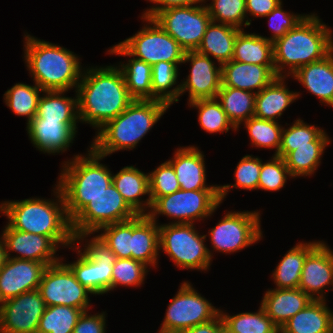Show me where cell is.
Wrapping results in <instances>:
<instances>
[{
  "mask_svg": "<svg viewBox=\"0 0 333 333\" xmlns=\"http://www.w3.org/2000/svg\"><path fill=\"white\" fill-rule=\"evenodd\" d=\"M77 86L79 120L97 131L120 115L134 100L118 66L83 70Z\"/></svg>",
  "mask_w": 333,
  "mask_h": 333,
  "instance_id": "1",
  "label": "cell"
},
{
  "mask_svg": "<svg viewBox=\"0 0 333 333\" xmlns=\"http://www.w3.org/2000/svg\"><path fill=\"white\" fill-rule=\"evenodd\" d=\"M54 196L57 199L28 198L16 201H4L0 212L8 219V225L18 231L49 237L59 248L60 245L70 249L75 244L64 197L56 185ZM57 200V201H56Z\"/></svg>",
  "mask_w": 333,
  "mask_h": 333,
  "instance_id": "2",
  "label": "cell"
},
{
  "mask_svg": "<svg viewBox=\"0 0 333 333\" xmlns=\"http://www.w3.org/2000/svg\"><path fill=\"white\" fill-rule=\"evenodd\" d=\"M332 34V29L319 16L307 14L293 29L273 42L276 75L290 77L303 65L324 59L333 51Z\"/></svg>",
  "mask_w": 333,
  "mask_h": 333,
  "instance_id": "3",
  "label": "cell"
},
{
  "mask_svg": "<svg viewBox=\"0 0 333 333\" xmlns=\"http://www.w3.org/2000/svg\"><path fill=\"white\" fill-rule=\"evenodd\" d=\"M24 61L33 81L43 91H66L75 88L84 70L80 58L60 45L24 34Z\"/></svg>",
  "mask_w": 333,
  "mask_h": 333,
  "instance_id": "4",
  "label": "cell"
},
{
  "mask_svg": "<svg viewBox=\"0 0 333 333\" xmlns=\"http://www.w3.org/2000/svg\"><path fill=\"white\" fill-rule=\"evenodd\" d=\"M168 108V104L159 100L134 99L120 115L97 131L90 147L104 157L134 149Z\"/></svg>",
  "mask_w": 333,
  "mask_h": 333,
  "instance_id": "5",
  "label": "cell"
},
{
  "mask_svg": "<svg viewBox=\"0 0 333 333\" xmlns=\"http://www.w3.org/2000/svg\"><path fill=\"white\" fill-rule=\"evenodd\" d=\"M86 155L77 154L64 161L57 185L64 197L71 221L95 196L112 183V172L100 161L105 158L89 147Z\"/></svg>",
  "mask_w": 333,
  "mask_h": 333,
  "instance_id": "6",
  "label": "cell"
},
{
  "mask_svg": "<svg viewBox=\"0 0 333 333\" xmlns=\"http://www.w3.org/2000/svg\"><path fill=\"white\" fill-rule=\"evenodd\" d=\"M144 27L135 35L112 46L107 52L109 54L134 57L145 61L151 66L160 61L173 62L177 66L184 60L185 50L180 44L165 32L153 19L141 16Z\"/></svg>",
  "mask_w": 333,
  "mask_h": 333,
  "instance_id": "7",
  "label": "cell"
},
{
  "mask_svg": "<svg viewBox=\"0 0 333 333\" xmlns=\"http://www.w3.org/2000/svg\"><path fill=\"white\" fill-rule=\"evenodd\" d=\"M194 223L159 225V250L166 253L181 269L207 271L213 258L205 243L207 235H200Z\"/></svg>",
  "mask_w": 333,
  "mask_h": 333,
  "instance_id": "8",
  "label": "cell"
},
{
  "mask_svg": "<svg viewBox=\"0 0 333 333\" xmlns=\"http://www.w3.org/2000/svg\"><path fill=\"white\" fill-rule=\"evenodd\" d=\"M88 240L83 246L84 250L80 248L81 242H74L76 244L72 247H76L79 256L76 261L65 264L72 270L76 280L92 295L106 294L112 291V270L116 256L98 235Z\"/></svg>",
  "mask_w": 333,
  "mask_h": 333,
  "instance_id": "9",
  "label": "cell"
},
{
  "mask_svg": "<svg viewBox=\"0 0 333 333\" xmlns=\"http://www.w3.org/2000/svg\"><path fill=\"white\" fill-rule=\"evenodd\" d=\"M136 215L111 183L71 220V229L75 241L83 242L101 227L132 219Z\"/></svg>",
  "mask_w": 333,
  "mask_h": 333,
  "instance_id": "10",
  "label": "cell"
},
{
  "mask_svg": "<svg viewBox=\"0 0 333 333\" xmlns=\"http://www.w3.org/2000/svg\"><path fill=\"white\" fill-rule=\"evenodd\" d=\"M219 190H182L159 197L148 216L157 223L159 215L174 219L171 223H195L209 218L219 208ZM177 220V221H176Z\"/></svg>",
  "mask_w": 333,
  "mask_h": 333,
  "instance_id": "11",
  "label": "cell"
},
{
  "mask_svg": "<svg viewBox=\"0 0 333 333\" xmlns=\"http://www.w3.org/2000/svg\"><path fill=\"white\" fill-rule=\"evenodd\" d=\"M170 301L160 326L159 331L162 332L181 333L213 320L220 313V309L201 296L187 281L180 285L177 294Z\"/></svg>",
  "mask_w": 333,
  "mask_h": 333,
  "instance_id": "12",
  "label": "cell"
},
{
  "mask_svg": "<svg viewBox=\"0 0 333 333\" xmlns=\"http://www.w3.org/2000/svg\"><path fill=\"white\" fill-rule=\"evenodd\" d=\"M260 217L258 210L228 211L221 221L208 231L211 247L216 252L231 254L258 243L263 237Z\"/></svg>",
  "mask_w": 333,
  "mask_h": 333,
  "instance_id": "13",
  "label": "cell"
},
{
  "mask_svg": "<svg viewBox=\"0 0 333 333\" xmlns=\"http://www.w3.org/2000/svg\"><path fill=\"white\" fill-rule=\"evenodd\" d=\"M153 19L187 51H196L211 16L205 4L173 7L159 11Z\"/></svg>",
  "mask_w": 333,
  "mask_h": 333,
  "instance_id": "14",
  "label": "cell"
},
{
  "mask_svg": "<svg viewBox=\"0 0 333 333\" xmlns=\"http://www.w3.org/2000/svg\"><path fill=\"white\" fill-rule=\"evenodd\" d=\"M38 290L46 307L64 305L83 311L92 307L88 297L92 293L76 280L72 270L63 263V258L46 267Z\"/></svg>",
  "mask_w": 333,
  "mask_h": 333,
  "instance_id": "15",
  "label": "cell"
},
{
  "mask_svg": "<svg viewBox=\"0 0 333 333\" xmlns=\"http://www.w3.org/2000/svg\"><path fill=\"white\" fill-rule=\"evenodd\" d=\"M46 309L38 289L0 303V333H37Z\"/></svg>",
  "mask_w": 333,
  "mask_h": 333,
  "instance_id": "16",
  "label": "cell"
},
{
  "mask_svg": "<svg viewBox=\"0 0 333 333\" xmlns=\"http://www.w3.org/2000/svg\"><path fill=\"white\" fill-rule=\"evenodd\" d=\"M191 62L190 74L180 82V96L186 91L188 103L198 99H214L220 90L221 64L218 67L212 59L197 51H187L182 63Z\"/></svg>",
  "mask_w": 333,
  "mask_h": 333,
  "instance_id": "17",
  "label": "cell"
},
{
  "mask_svg": "<svg viewBox=\"0 0 333 333\" xmlns=\"http://www.w3.org/2000/svg\"><path fill=\"white\" fill-rule=\"evenodd\" d=\"M298 288L312 300H326L325 291L333 290V251L324 241L306 256Z\"/></svg>",
  "mask_w": 333,
  "mask_h": 333,
  "instance_id": "18",
  "label": "cell"
},
{
  "mask_svg": "<svg viewBox=\"0 0 333 333\" xmlns=\"http://www.w3.org/2000/svg\"><path fill=\"white\" fill-rule=\"evenodd\" d=\"M1 238L6 246L7 258L32 260L45 263L47 266L61 260V256H55L58 246L47 236L18 231L7 224ZM10 252L19 255L11 256Z\"/></svg>",
  "mask_w": 333,
  "mask_h": 333,
  "instance_id": "19",
  "label": "cell"
},
{
  "mask_svg": "<svg viewBox=\"0 0 333 333\" xmlns=\"http://www.w3.org/2000/svg\"><path fill=\"white\" fill-rule=\"evenodd\" d=\"M80 120H46L33 118L26 126L28 137L37 150L59 154L71 146Z\"/></svg>",
  "mask_w": 333,
  "mask_h": 333,
  "instance_id": "20",
  "label": "cell"
},
{
  "mask_svg": "<svg viewBox=\"0 0 333 333\" xmlns=\"http://www.w3.org/2000/svg\"><path fill=\"white\" fill-rule=\"evenodd\" d=\"M46 267L42 262L8 258L0 269V303L38 289Z\"/></svg>",
  "mask_w": 333,
  "mask_h": 333,
  "instance_id": "21",
  "label": "cell"
},
{
  "mask_svg": "<svg viewBox=\"0 0 333 333\" xmlns=\"http://www.w3.org/2000/svg\"><path fill=\"white\" fill-rule=\"evenodd\" d=\"M168 162L174 168L182 190H219V185H206L204 154L198 147L182 146Z\"/></svg>",
  "mask_w": 333,
  "mask_h": 333,
  "instance_id": "22",
  "label": "cell"
},
{
  "mask_svg": "<svg viewBox=\"0 0 333 333\" xmlns=\"http://www.w3.org/2000/svg\"><path fill=\"white\" fill-rule=\"evenodd\" d=\"M276 77L274 66L243 63L235 60L221 65V86H229L252 93H259Z\"/></svg>",
  "mask_w": 333,
  "mask_h": 333,
  "instance_id": "23",
  "label": "cell"
},
{
  "mask_svg": "<svg viewBox=\"0 0 333 333\" xmlns=\"http://www.w3.org/2000/svg\"><path fill=\"white\" fill-rule=\"evenodd\" d=\"M112 183L137 215H148L152 207L149 198V174L134 166H126L117 174H112ZM143 195H148L145 201L141 199Z\"/></svg>",
  "mask_w": 333,
  "mask_h": 333,
  "instance_id": "24",
  "label": "cell"
},
{
  "mask_svg": "<svg viewBox=\"0 0 333 333\" xmlns=\"http://www.w3.org/2000/svg\"><path fill=\"white\" fill-rule=\"evenodd\" d=\"M312 299L301 289H268L261 307L280 329L291 317L303 310Z\"/></svg>",
  "mask_w": 333,
  "mask_h": 333,
  "instance_id": "25",
  "label": "cell"
},
{
  "mask_svg": "<svg viewBox=\"0 0 333 333\" xmlns=\"http://www.w3.org/2000/svg\"><path fill=\"white\" fill-rule=\"evenodd\" d=\"M291 77L322 104L333 107V51L322 60L303 65Z\"/></svg>",
  "mask_w": 333,
  "mask_h": 333,
  "instance_id": "26",
  "label": "cell"
},
{
  "mask_svg": "<svg viewBox=\"0 0 333 333\" xmlns=\"http://www.w3.org/2000/svg\"><path fill=\"white\" fill-rule=\"evenodd\" d=\"M287 77L277 76L264 87L255 97L254 116L260 119L279 121L283 112L295 100L300 98V92L290 91L284 82Z\"/></svg>",
  "mask_w": 333,
  "mask_h": 333,
  "instance_id": "27",
  "label": "cell"
},
{
  "mask_svg": "<svg viewBox=\"0 0 333 333\" xmlns=\"http://www.w3.org/2000/svg\"><path fill=\"white\" fill-rule=\"evenodd\" d=\"M159 253V224L148 215H136L132 218L131 258L157 267Z\"/></svg>",
  "mask_w": 333,
  "mask_h": 333,
  "instance_id": "28",
  "label": "cell"
},
{
  "mask_svg": "<svg viewBox=\"0 0 333 333\" xmlns=\"http://www.w3.org/2000/svg\"><path fill=\"white\" fill-rule=\"evenodd\" d=\"M326 301L309 302L280 328V333H331L333 312Z\"/></svg>",
  "mask_w": 333,
  "mask_h": 333,
  "instance_id": "29",
  "label": "cell"
},
{
  "mask_svg": "<svg viewBox=\"0 0 333 333\" xmlns=\"http://www.w3.org/2000/svg\"><path fill=\"white\" fill-rule=\"evenodd\" d=\"M241 30L211 20L208 24L204 37L197 48V52L217 60V64L231 61L234 54V43Z\"/></svg>",
  "mask_w": 333,
  "mask_h": 333,
  "instance_id": "30",
  "label": "cell"
},
{
  "mask_svg": "<svg viewBox=\"0 0 333 333\" xmlns=\"http://www.w3.org/2000/svg\"><path fill=\"white\" fill-rule=\"evenodd\" d=\"M320 242H300L287 251L272 273L276 289L298 288L306 256Z\"/></svg>",
  "mask_w": 333,
  "mask_h": 333,
  "instance_id": "31",
  "label": "cell"
},
{
  "mask_svg": "<svg viewBox=\"0 0 333 333\" xmlns=\"http://www.w3.org/2000/svg\"><path fill=\"white\" fill-rule=\"evenodd\" d=\"M232 60L257 65L274 66L273 42L256 33L241 30L234 43Z\"/></svg>",
  "mask_w": 333,
  "mask_h": 333,
  "instance_id": "32",
  "label": "cell"
},
{
  "mask_svg": "<svg viewBox=\"0 0 333 333\" xmlns=\"http://www.w3.org/2000/svg\"><path fill=\"white\" fill-rule=\"evenodd\" d=\"M256 93L221 86L216 99L221 103L228 119L238 130L240 125L254 116Z\"/></svg>",
  "mask_w": 333,
  "mask_h": 333,
  "instance_id": "33",
  "label": "cell"
},
{
  "mask_svg": "<svg viewBox=\"0 0 333 333\" xmlns=\"http://www.w3.org/2000/svg\"><path fill=\"white\" fill-rule=\"evenodd\" d=\"M225 333H280V329L259 306L257 312L229 315L220 310Z\"/></svg>",
  "mask_w": 333,
  "mask_h": 333,
  "instance_id": "34",
  "label": "cell"
},
{
  "mask_svg": "<svg viewBox=\"0 0 333 333\" xmlns=\"http://www.w3.org/2000/svg\"><path fill=\"white\" fill-rule=\"evenodd\" d=\"M66 91H43L34 118L46 120H79L78 98L66 97Z\"/></svg>",
  "mask_w": 333,
  "mask_h": 333,
  "instance_id": "35",
  "label": "cell"
},
{
  "mask_svg": "<svg viewBox=\"0 0 333 333\" xmlns=\"http://www.w3.org/2000/svg\"><path fill=\"white\" fill-rule=\"evenodd\" d=\"M179 70L173 62L160 61L152 66V100L165 102L169 106L179 101ZM174 85L177 86L173 87Z\"/></svg>",
  "mask_w": 333,
  "mask_h": 333,
  "instance_id": "36",
  "label": "cell"
},
{
  "mask_svg": "<svg viewBox=\"0 0 333 333\" xmlns=\"http://www.w3.org/2000/svg\"><path fill=\"white\" fill-rule=\"evenodd\" d=\"M121 63L118 68L123 73L129 95L133 99L152 100V66L134 57Z\"/></svg>",
  "mask_w": 333,
  "mask_h": 333,
  "instance_id": "37",
  "label": "cell"
},
{
  "mask_svg": "<svg viewBox=\"0 0 333 333\" xmlns=\"http://www.w3.org/2000/svg\"><path fill=\"white\" fill-rule=\"evenodd\" d=\"M328 134L318 126L296 119L292 126L282 129L278 156L284 158L293 147L311 146V142H331Z\"/></svg>",
  "mask_w": 333,
  "mask_h": 333,
  "instance_id": "38",
  "label": "cell"
},
{
  "mask_svg": "<svg viewBox=\"0 0 333 333\" xmlns=\"http://www.w3.org/2000/svg\"><path fill=\"white\" fill-rule=\"evenodd\" d=\"M331 142H311V146L293 147L283 159L293 178L311 176L321 164L325 148Z\"/></svg>",
  "mask_w": 333,
  "mask_h": 333,
  "instance_id": "39",
  "label": "cell"
},
{
  "mask_svg": "<svg viewBox=\"0 0 333 333\" xmlns=\"http://www.w3.org/2000/svg\"><path fill=\"white\" fill-rule=\"evenodd\" d=\"M34 85V86H33ZM33 85L16 83L4 93V102L15 115L25 116L28 124L37 114V108L43 90Z\"/></svg>",
  "mask_w": 333,
  "mask_h": 333,
  "instance_id": "40",
  "label": "cell"
},
{
  "mask_svg": "<svg viewBox=\"0 0 333 333\" xmlns=\"http://www.w3.org/2000/svg\"><path fill=\"white\" fill-rule=\"evenodd\" d=\"M83 312L70 306H48L40 318L37 333H73Z\"/></svg>",
  "mask_w": 333,
  "mask_h": 333,
  "instance_id": "41",
  "label": "cell"
},
{
  "mask_svg": "<svg viewBox=\"0 0 333 333\" xmlns=\"http://www.w3.org/2000/svg\"><path fill=\"white\" fill-rule=\"evenodd\" d=\"M189 107L196 108L198 111V122L201 128L212 133L228 132L231 128L237 129L228 119L221 103L216 99H198L188 103Z\"/></svg>",
  "mask_w": 333,
  "mask_h": 333,
  "instance_id": "42",
  "label": "cell"
},
{
  "mask_svg": "<svg viewBox=\"0 0 333 333\" xmlns=\"http://www.w3.org/2000/svg\"><path fill=\"white\" fill-rule=\"evenodd\" d=\"M242 124L248 131L252 146L272 150L274 148V156H278L283 129V126L278 121L265 120L253 116Z\"/></svg>",
  "mask_w": 333,
  "mask_h": 333,
  "instance_id": "43",
  "label": "cell"
},
{
  "mask_svg": "<svg viewBox=\"0 0 333 333\" xmlns=\"http://www.w3.org/2000/svg\"><path fill=\"white\" fill-rule=\"evenodd\" d=\"M206 7L214 22L230 25L240 30H243L241 27L243 25L246 27L251 25L252 20L246 14L245 0H212L211 4H206Z\"/></svg>",
  "mask_w": 333,
  "mask_h": 333,
  "instance_id": "44",
  "label": "cell"
},
{
  "mask_svg": "<svg viewBox=\"0 0 333 333\" xmlns=\"http://www.w3.org/2000/svg\"><path fill=\"white\" fill-rule=\"evenodd\" d=\"M262 159L258 156L245 155L238 162L234 171L235 183L230 185H219L220 202L228 195L230 189L241 188L246 190L258 189L259 176L261 171Z\"/></svg>",
  "mask_w": 333,
  "mask_h": 333,
  "instance_id": "45",
  "label": "cell"
},
{
  "mask_svg": "<svg viewBox=\"0 0 333 333\" xmlns=\"http://www.w3.org/2000/svg\"><path fill=\"white\" fill-rule=\"evenodd\" d=\"M99 231L98 236L106 242L116 258H131L132 219L105 225L96 233Z\"/></svg>",
  "mask_w": 333,
  "mask_h": 333,
  "instance_id": "46",
  "label": "cell"
},
{
  "mask_svg": "<svg viewBox=\"0 0 333 333\" xmlns=\"http://www.w3.org/2000/svg\"><path fill=\"white\" fill-rule=\"evenodd\" d=\"M148 266L132 258H116L112 270V291L117 286L138 287L144 283Z\"/></svg>",
  "mask_w": 333,
  "mask_h": 333,
  "instance_id": "47",
  "label": "cell"
},
{
  "mask_svg": "<svg viewBox=\"0 0 333 333\" xmlns=\"http://www.w3.org/2000/svg\"><path fill=\"white\" fill-rule=\"evenodd\" d=\"M149 174V198L152 204L159 198L175 193L180 188L172 165L165 161Z\"/></svg>",
  "mask_w": 333,
  "mask_h": 333,
  "instance_id": "48",
  "label": "cell"
},
{
  "mask_svg": "<svg viewBox=\"0 0 333 333\" xmlns=\"http://www.w3.org/2000/svg\"><path fill=\"white\" fill-rule=\"evenodd\" d=\"M268 162H262L258 189L265 191H279L290 177L288 168L282 157L272 156Z\"/></svg>",
  "mask_w": 333,
  "mask_h": 333,
  "instance_id": "49",
  "label": "cell"
},
{
  "mask_svg": "<svg viewBox=\"0 0 333 333\" xmlns=\"http://www.w3.org/2000/svg\"><path fill=\"white\" fill-rule=\"evenodd\" d=\"M282 7L283 5L281 3L270 14L265 16L266 18H269V27L273 31L272 36L266 37L271 42L281 38L307 15L287 12L283 10Z\"/></svg>",
  "mask_w": 333,
  "mask_h": 333,
  "instance_id": "50",
  "label": "cell"
},
{
  "mask_svg": "<svg viewBox=\"0 0 333 333\" xmlns=\"http://www.w3.org/2000/svg\"><path fill=\"white\" fill-rule=\"evenodd\" d=\"M84 311L74 327L73 333H106V312L90 315Z\"/></svg>",
  "mask_w": 333,
  "mask_h": 333,
  "instance_id": "51",
  "label": "cell"
},
{
  "mask_svg": "<svg viewBox=\"0 0 333 333\" xmlns=\"http://www.w3.org/2000/svg\"><path fill=\"white\" fill-rule=\"evenodd\" d=\"M156 5L150 6L143 12V15L149 18H153L159 11L166 10L168 8L173 7H183L190 5H201L203 2H207L206 0H149Z\"/></svg>",
  "mask_w": 333,
  "mask_h": 333,
  "instance_id": "52",
  "label": "cell"
},
{
  "mask_svg": "<svg viewBox=\"0 0 333 333\" xmlns=\"http://www.w3.org/2000/svg\"><path fill=\"white\" fill-rule=\"evenodd\" d=\"M246 1V14L256 18H265L270 14L282 0H245Z\"/></svg>",
  "mask_w": 333,
  "mask_h": 333,
  "instance_id": "53",
  "label": "cell"
},
{
  "mask_svg": "<svg viewBox=\"0 0 333 333\" xmlns=\"http://www.w3.org/2000/svg\"><path fill=\"white\" fill-rule=\"evenodd\" d=\"M181 333H224V322L219 313L213 320L191 327Z\"/></svg>",
  "mask_w": 333,
  "mask_h": 333,
  "instance_id": "54",
  "label": "cell"
},
{
  "mask_svg": "<svg viewBox=\"0 0 333 333\" xmlns=\"http://www.w3.org/2000/svg\"><path fill=\"white\" fill-rule=\"evenodd\" d=\"M6 246L2 238H0V269L7 261Z\"/></svg>",
  "mask_w": 333,
  "mask_h": 333,
  "instance_id": "55",
  "label": "cell"
}]
</instances>
